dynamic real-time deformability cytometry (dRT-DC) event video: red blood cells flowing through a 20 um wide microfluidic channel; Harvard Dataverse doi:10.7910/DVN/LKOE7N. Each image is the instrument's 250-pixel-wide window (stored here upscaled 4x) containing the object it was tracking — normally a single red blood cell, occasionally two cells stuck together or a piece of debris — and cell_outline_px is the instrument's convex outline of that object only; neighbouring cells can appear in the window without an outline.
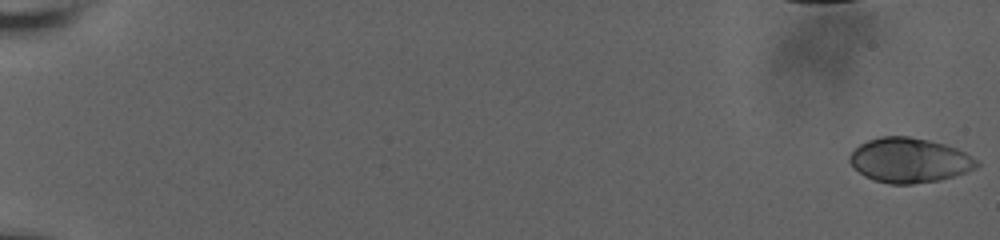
{"species": "human", "species_latin": "Homo sapiens", "temperature_condition": "room temperature", "stored_images_in_passage": 35, "camera_frame_rate_fps": 3000, "um_per_image_px": 0.085, "donor": {"sex": "male"}, "frame": {"image": 1, "passage_image": 1, "time_ms": 0.0, "image_size_px": [1000, 240], "cell_outline_px": [[980, 164], [976, 168], [940, 180], [912, 184], [888, 184], [872, 180], [864, 176], [848, 160], [848, 156], [860, 144], [868, 140], [880, 136], [908, 136], [928, 140], [944, 144], [956, 148], [964, 152], [976, 160]], "centroid_in_image_um": [77.27, 13.62], "position_along_channel_um": 7.7, "area_um2": 32.95}}
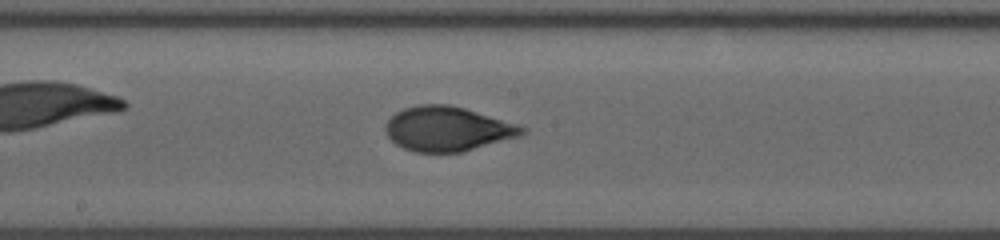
{"frame": {"image": 2, "passage_image": 19, "time_ms": 11.667, "image_size_px": [1000, 240], "cell_outline_px": [[528, 128], [520, 136], [460, 152], [416, 152], [404, 148], [396, 144], [384, 132], [384, 124], [396, 112], [404, 108], [420, 104], [448, 104], [464, 108], [520, 124]], "centroid_in_image_um": [38.03, 10.94], "position_along_channel_um": 210.2, "area_um2": 35.43}}
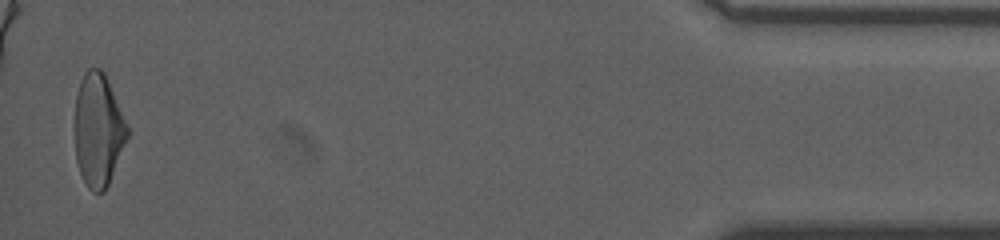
{"frame": {"image": 3, "passage_image": 35, "time_ms": 19.667, "image_size_px": [1000, 240], "cell_outline_px": [[128, 136], [108, 184], [104, 192], [92, 192], [88, 188], [80, 172], [76, 160], [76, 92], [80, 80], [84, 72], [88, 68], [100, 68], [104, 72], [108, 80], [128, 128]], "centroid_in_image_um": [8.34, 11.03], "position_along_channel_um": 426.9, "area_um2": 34.04}, "authors_computed_cell_mechanics": {"area_um2": 34.5066, "velocity_mm_per_s": 3.6646, "shape_relaxation_time_tau1_ms": 5.6345, "shape_relaxation_time_tau2_ms": null, "deformation_change_tau1": 0.1661, "deformation_change_tau2": null}}